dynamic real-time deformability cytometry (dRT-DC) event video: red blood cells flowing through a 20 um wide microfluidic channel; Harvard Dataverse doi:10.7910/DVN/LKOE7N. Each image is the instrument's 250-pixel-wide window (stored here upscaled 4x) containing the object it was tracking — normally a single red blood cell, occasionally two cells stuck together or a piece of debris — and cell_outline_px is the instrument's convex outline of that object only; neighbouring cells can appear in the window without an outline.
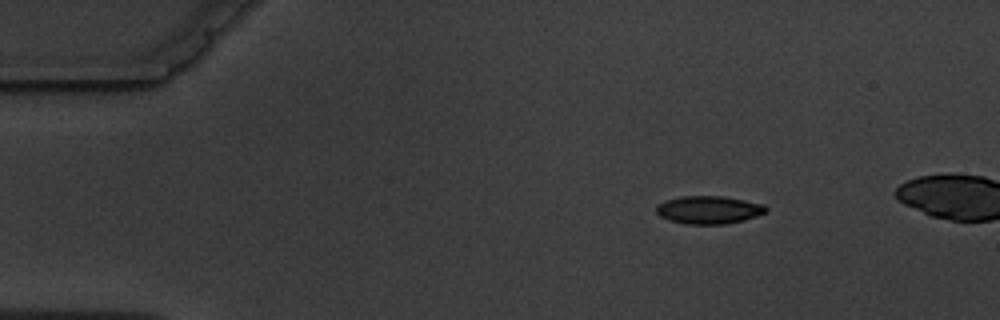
{"species": "common noctule bat (a hibernating species)", "species_latin": "Nyctalus noctula", "temperature_condition": "warm", "stored_images_in_passage": 4, "camera_frame_rate_fps": 3000, "um_per_image_px": 0.085, "animal": {"sex": "male", "body_mass_g": 19.5, "forearm_length_mm": 54.6}, "frame": {"image": 1, "passage_image": 1, "time_ms": 0.0, "image_size_px": [1000, 320], "cell_outline_px": [[768, 212], [744, 220], [724, 224], [684, 224], [668, 220], [660, 216], [656, 212], [656, 204], [664, 200], [680, 196], [724, 196], [764, 204], [768, 208]], "centroid_in_image_um": [60.23, 17.83], "position_along_channel_um": 24.8, "area_um2": 18.09}}